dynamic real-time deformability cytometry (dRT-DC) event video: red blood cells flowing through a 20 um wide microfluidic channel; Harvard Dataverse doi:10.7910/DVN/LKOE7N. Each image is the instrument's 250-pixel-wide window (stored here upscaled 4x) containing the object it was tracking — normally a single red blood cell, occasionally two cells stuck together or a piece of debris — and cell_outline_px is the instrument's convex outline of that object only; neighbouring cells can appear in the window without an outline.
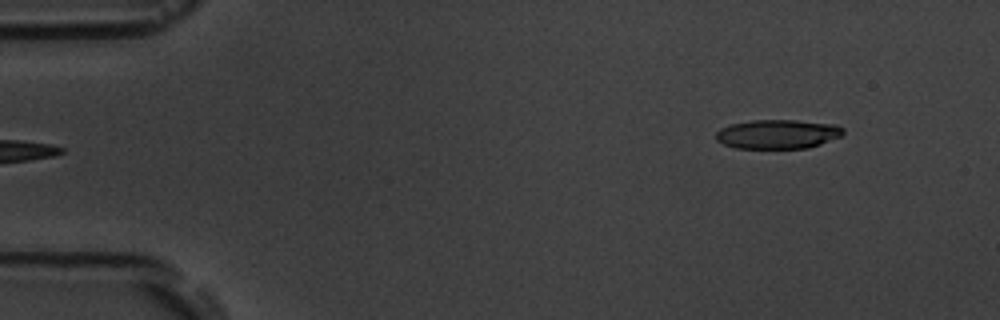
{"species": "common noctule bat (a hibernating species)", "species_latin": "Nyctalus noctula", "temperature_condition": "room temperature", "stored_images_in_passage": 6, "segment_of_instrument_passage": [2, 2], "camera_frame_rate_fps": 3000, "um_per_image_px": 0.085, "animal": {"sex": "male", "body_mass_g": 19.5, "forearm_length_mm": 54.6}, "frame": {"image": 1, "passage_image": 6, "time_ms": 6.0, "image_size_px": [1000, 320], "cell_outline_px": [[844, 132], [840, 136], [820, 144], [808, 148], [736, 148], [724, 144], [716, 140], [716, 132], [720, 128], [732, 124], [752, 120], [796, 120], [836, 124], [844, 128]], "centroid_in_image_um": [66.11, 11.39], "position_along_channel_um": 18.9, "area_um2": 21.62}}